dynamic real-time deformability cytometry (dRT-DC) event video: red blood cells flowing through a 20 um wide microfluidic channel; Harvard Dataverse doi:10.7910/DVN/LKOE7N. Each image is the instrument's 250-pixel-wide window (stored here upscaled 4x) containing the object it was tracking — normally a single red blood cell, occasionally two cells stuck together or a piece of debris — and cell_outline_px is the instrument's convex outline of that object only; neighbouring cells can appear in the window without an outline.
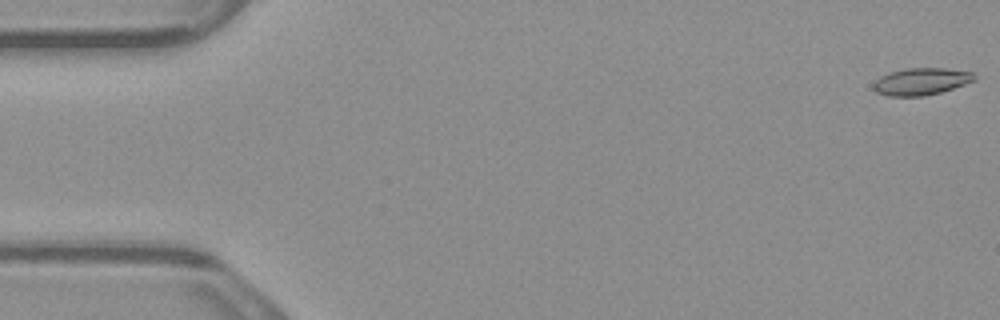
{"species": "common noctule bat (a hibernating species)", "species_latin": "Nyctalus noctula", "temperature_condition": "warm", "stored_images_in_passage": 5, "camera_frame_rate_fps": 3000, "um_per_image_px": 0.085, "animal": {"sex": "male", "body_mass_g": 23.1, "forearm_length_mm": 52.7}, "frame": {"image": 1, "passage_image": 1, "time_ms": 0.0, "image_size_px": [1000, 320], "cell_outline_px": [[976, 80], [940, 92], [924, 96], [888, 96], [876, 92], [872, 88], [872, 84], [880, 76], [904, 68], [948, 68], [972, 72], [976, 76]], "centroid_in_image_um": [78.28, 6.92], "position_along_channel_um": 6.7, "area_um2": 15.95}}
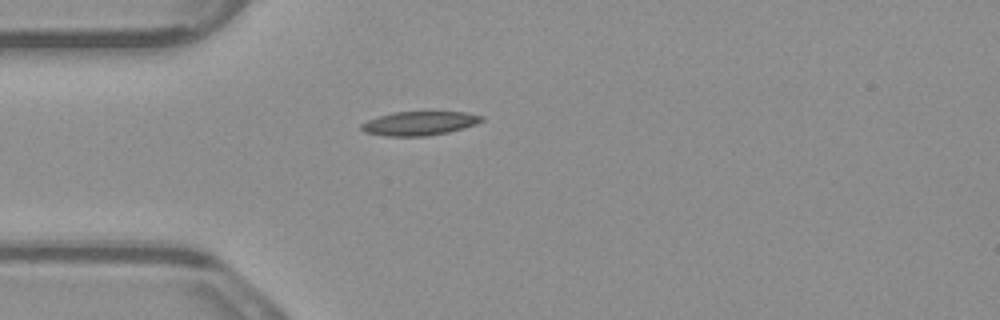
{"frame": {"image": 2, "passage_image": 5, "time_ms": 1.333, "image_size_px": [1000, 320], "cell_outline_px": [[484, 120], [476, 124], [464, 128], [448, 132], [424, 136], [384, 136], [364, 132], [360, 128], [360, 124], [368, 120], [392, 112], [468, 112], [484, 116]], "centroid_in_image_um": [35.66, 10.48], "position_along_channel_um": 49.3, "area_um2": 16.82}}